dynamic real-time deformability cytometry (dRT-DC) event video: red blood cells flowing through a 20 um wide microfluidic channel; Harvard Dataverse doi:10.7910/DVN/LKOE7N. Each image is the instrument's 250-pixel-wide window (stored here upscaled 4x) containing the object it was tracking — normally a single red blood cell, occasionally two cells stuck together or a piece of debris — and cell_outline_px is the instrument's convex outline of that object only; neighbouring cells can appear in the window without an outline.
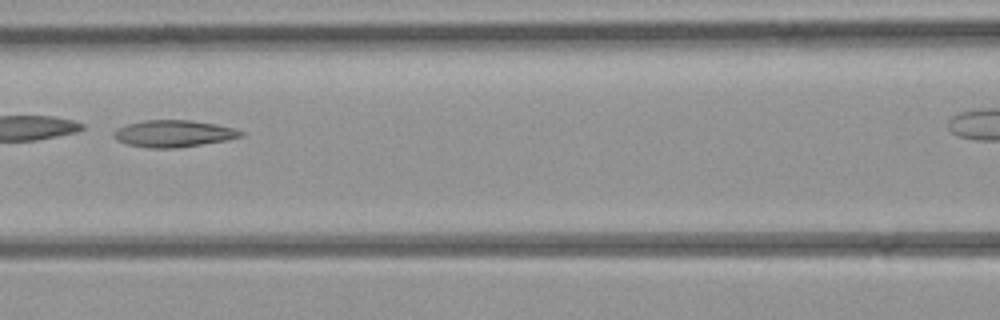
{"species": "common noctule bat (a hibernating species)", "species_latin": "Nyctalus noctula", "temperature_condition": "room temperature", "stored_images_in_passage": 8, "segment_of_instrument_passage": [1, 2], "camera_frame_rate_fps": 3000, "um_per_image_px": 0.085, "animal": {"sex": "female", "body_mass_g": 21.9}, "frame": {"image": 1, "passage_image": 7, "time_ms": 7.333, "image_size_px": [1000, 320], "cell_outline_px": [[244, 136], [228, 140], [176, 148], [148, 148], [128, 144], [116, 140], [112, 136], [112, 132], [116, 128], [128, 124], [144, 120], [192, 120], [216, 124], [236, 128], [244, 132]], "centroid_in_image_um": [14.76, 11.35], "position_along_channel_um": 151.8, "area_um2": 20.11}}